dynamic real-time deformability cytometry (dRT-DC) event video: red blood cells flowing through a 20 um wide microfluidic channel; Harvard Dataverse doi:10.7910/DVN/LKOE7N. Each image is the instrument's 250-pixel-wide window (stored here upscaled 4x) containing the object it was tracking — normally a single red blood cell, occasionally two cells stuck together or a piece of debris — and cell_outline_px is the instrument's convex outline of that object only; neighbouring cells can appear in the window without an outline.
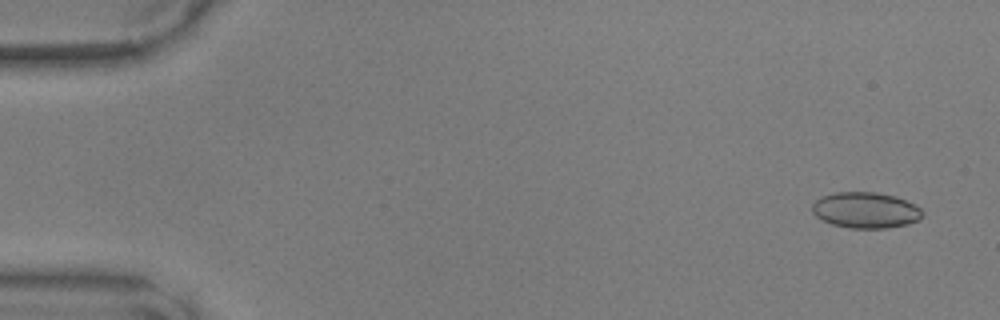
{"species": "common noctule bat (a hibernating species)", "species_latin": "Nyctalus noctula", "temperature_condition": "warm", "stored_images_in_passage": 49, "camera_frame_rate_fps": 3000, "um_per_image_px": 0.085, "animal": {"sex": "male", "body_mass_g": 17.9, "forearm_length_mm": 54.2}, "frame": {"image": 1, "passage_image": 3, "time_ms": 0.667, "image_size_px": [1000, 320], "cell_outline_px": [[924, 212], [920, 220], [908, 224], [888, 228], [848, 228], [832, 224], [816, 216], [812, 212], [812, 204], [820, 196], [836, 192], [876, 192], [896, 196], [916, 204]], "centroid_in_image_um": [73.61, 17.86], "position_along_channel_um": 11.4, "area_um2": 23.35}}
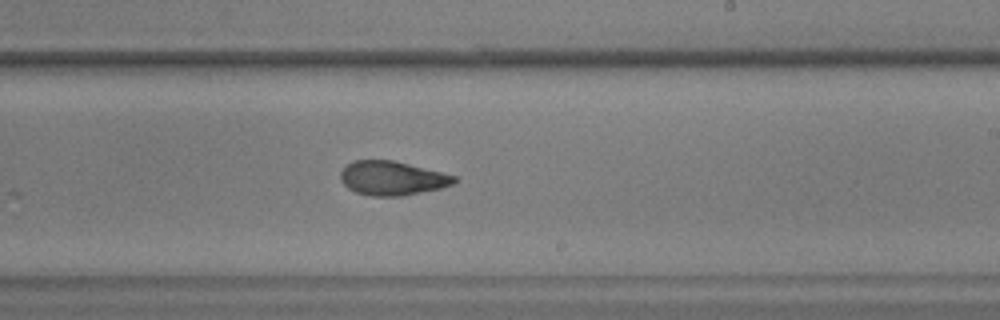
{"frame": {"image": 2, "passage_image": 30, "time_ms": 9.667, "image_size_px": [1000, 320], "cell_outline_px": [[460, 180], [452, 184], [440, 188], [404, 196], [368, 196], [356, 192], [348, 188], [340, 180], [340, 172], [348, 164], [356, 160], [392, 160], [456, 176]], "centroid_in_image_um": [33.33, 15.16], "position_along_channel_um": 255.7, "area_um2": 22.48}}
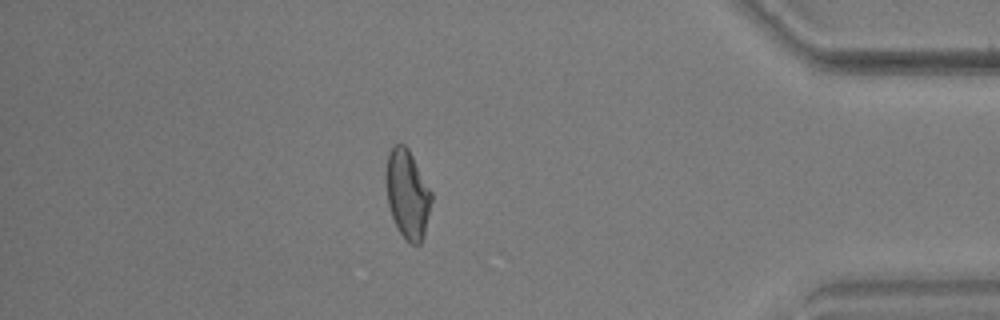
{"frame": {"image": 3, "passage_image": 43, "time_ms": 14.0, "image_size_px": [1000, 320], "cell_outline_px": [[432, 200], [424, 236], [420, 244], [412, 244], [400, 232], [392, 216], [388, 204], [384, 180], [384, 172], [388, 152], [396, 144], [404, 144], [408, 148], [432, 192]], "centroid_in_image_um": [34.61, 16.46], "position_along_channel_um": 400.6, "area_um2": 23.58}}